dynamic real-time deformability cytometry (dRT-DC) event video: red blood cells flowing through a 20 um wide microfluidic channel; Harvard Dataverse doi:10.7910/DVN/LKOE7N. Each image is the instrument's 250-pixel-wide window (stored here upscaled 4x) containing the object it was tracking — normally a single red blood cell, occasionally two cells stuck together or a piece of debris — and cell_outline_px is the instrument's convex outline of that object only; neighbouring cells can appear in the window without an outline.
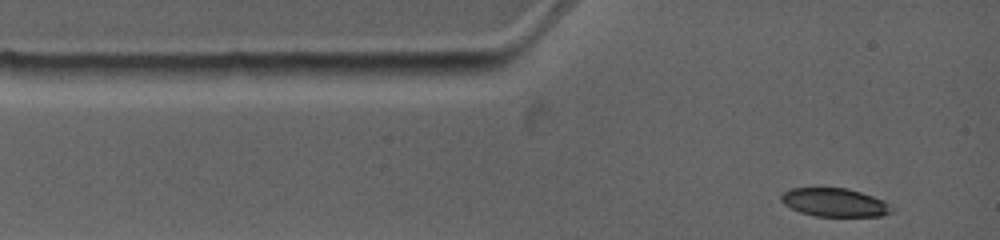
{"species": "common noctule bat (a hibernating species)", "species_latin": "Nyctalus noctula", "temperature_condition": "warm", "stored_images_in_passage": 3, "camera_frame_rate_fps": 4500, "um_per_image_px": 0.085, "animal": {"sex": "female", "body_mass_g": 19.0, "forearm_length_mm": 53.3}, "frame": {"image": 1, "passage_image": 1, "time_ms": 0.0, "image_size_px": [1000, 240], "cell_outline_px": [[896, 208], [892, 212], [880, 216], [816, 216], [800, 212], [784, 204], [780, 200], [780, 196], [784, 192], [792, 188], [848, 188], [884, 200]], "centroid_in_image_um": [70.98, 17.21], "position_along_channel_um": 14.0, "area_um2": 18.32}}
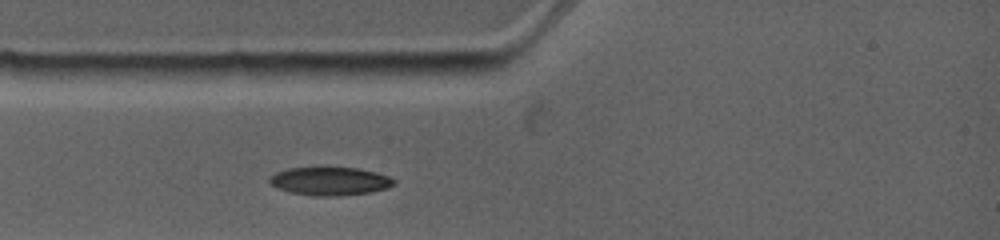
{"frame": {"image": 2, "passage_image": 3, "time_ms": 1.778, "image_size_px": [1000, 240], "cell_outline_px": [[396, 184], [388, 188], [372, 192], [340, 196], [312, 196], [288, 192], [276, 188], [268, 180], [276, 172], [288, 168], [356, 168], [376, 172], [388, 176], [396, 180]], "centroid_in_image_um": [28.07, 15.42], "position_along_channel_um": 56.9, "area_um2": 20.58}}